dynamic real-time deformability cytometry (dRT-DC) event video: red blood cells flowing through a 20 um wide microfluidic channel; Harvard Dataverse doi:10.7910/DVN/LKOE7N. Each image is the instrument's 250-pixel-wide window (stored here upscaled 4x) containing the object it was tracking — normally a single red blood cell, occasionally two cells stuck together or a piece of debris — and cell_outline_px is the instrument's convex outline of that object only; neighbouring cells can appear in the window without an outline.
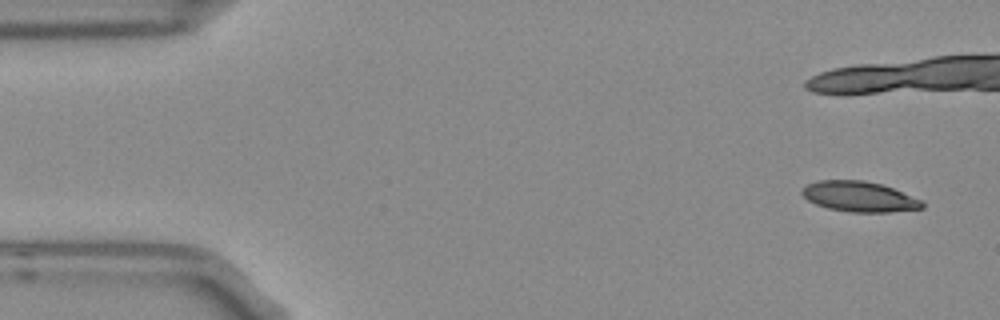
{"species": "Egyptian fruit bat (a non-hibernating species)", "species_latin": "Rousettus aegyptiacus", "temperature_condition": "room temperature", "stored_images_in_passage": 6, "camera_frame_rate_fps": 3000, "um_per_image_px": 0.085, "frame": {"image": 1, "passage_image": 1, "time_ms": 0.0, "image_size_px": [1000, 320], "cell_outline_px": [[924, 208], [888, 212], [852, 212], [828, 208], [816, 204], [808, 200], [800, 192], [808, 184], [816, 180], [864, 180], [880, 184], [892, 188], [924, 200]], "centroid_in_image_um": [73.06, 16.71], "position_along_channel_um": 11.9, "area_um2": 21.21}}